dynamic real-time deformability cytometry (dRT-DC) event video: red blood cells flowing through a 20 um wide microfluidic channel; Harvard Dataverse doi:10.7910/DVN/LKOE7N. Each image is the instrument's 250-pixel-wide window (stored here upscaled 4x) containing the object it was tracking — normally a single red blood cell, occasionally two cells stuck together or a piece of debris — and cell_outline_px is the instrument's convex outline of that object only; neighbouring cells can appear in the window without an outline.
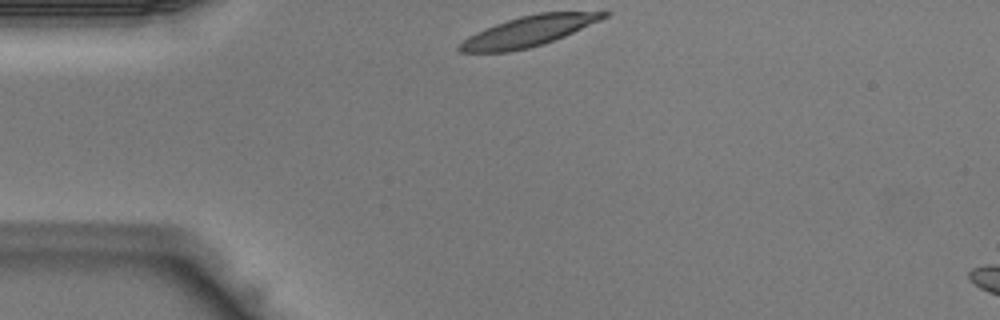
{"species": "Egyptian fruit bat (a non-hibernating species)", "species_latin": "Rousettus aegyptiacus", "temperature_condition": "warm", "stored_images_in_passage": 27, "camera_frame_rate_fps": 3000, "um_per_image_px": 0.085, "animal": {"sex": "male"}, "frame": {"image": 1, "passage_image": 1, "time_ms": 0.0, "image_size_px": [1000, 320], "cell_outline_px": [[612, 12], [608, 16], [600, 20], [564, 36], [528, 48], [508, 52], [460, 52], [456, 48], [468, 36], [484, 28], [520, 16], [540, 12]], "centroid_in_image_um": [44.89, 2.65], "position_along_channel_um": 40.1, "area_um2": 25.03}}
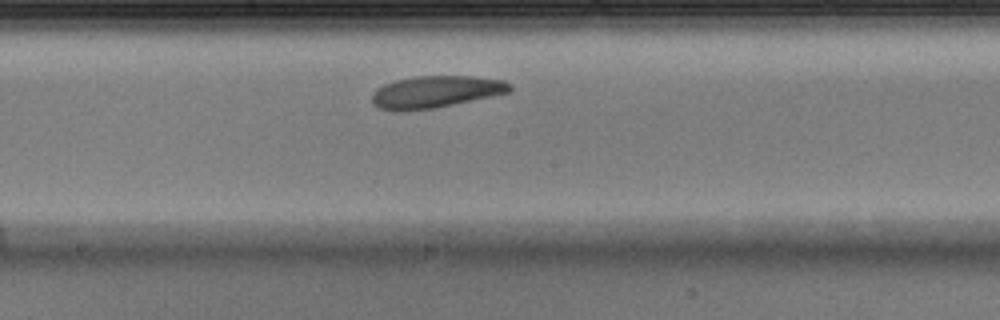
{"frame": {"image": 2, "passage_image": 14, "time_ms": 4.333, "image_size_px": [1000, 320], "cell_outline_px": [[512, 88], [508, 92], [492, 96], [432, 108], [404, 112], [392, 112], [380, 108], [372, 104], [372, 96], [384, 84], [396, 80], [416, 76], [472, 76], [504, 80], [512, 84]], "centroid_in_image_um": [37.02, 7.81], "position_along_channel_um": 211.2, "area_um2": 25.61}}
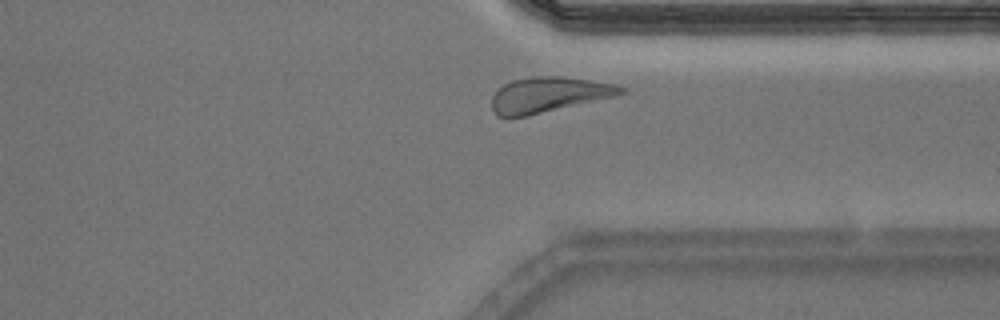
{"frame": {"image": 3, "passage_image": 24, "time_ms": 7.667, "image_size_px": [1000, 320], "cell_outline_px": [[624, 92], [612, 96], [508, 120], [496, 116], [492, 108], [492, 96], [504, 84], [512, 80], [532, 76], [560, 76], [616, 84], [624, 88]], "centroid_in_image_um": [46.52, 8.06], "position_along_channel_um": 364.9, "area_um2": 26.24}}